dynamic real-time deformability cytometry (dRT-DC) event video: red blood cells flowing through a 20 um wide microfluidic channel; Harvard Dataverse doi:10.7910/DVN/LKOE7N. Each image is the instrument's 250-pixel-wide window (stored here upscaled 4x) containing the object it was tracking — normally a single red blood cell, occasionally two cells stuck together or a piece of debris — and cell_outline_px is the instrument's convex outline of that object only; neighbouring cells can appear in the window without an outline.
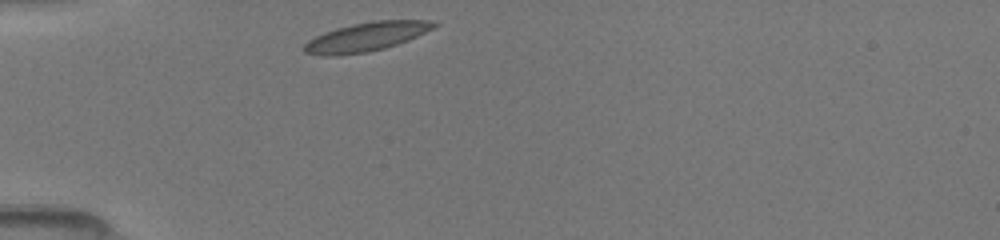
{"species": "common noctule bat (a hibernating species)", "species_latin": "Nyctalus noctula", "temperature_condition": "room temperature", "stored_images_in_passage": 41, "camera_frame_rate_fps": 3000, "um_per_image_px": 0.085, "animal": {"sex": "female", "body_mass_g": 19.5, "forearm_length_mm": 54.1}, "frame": {"image": 1, "passage_image": 1, "time_ms": 0.0, "image_size_px": [1000, 240], "cell_outline_px": [[440, 24], [408, 40], [384, 48], [368, 52], [332, 56], [324, 56], [304, 52], [300, 48], [308, 40], [324, 32], [336, 28], [352, 24], [372, 20], [428, 20]], "centroid_in_image_um": [31.07, 3.13], "position_along_channel_um": 53.9, "area_um2": 21.85}}
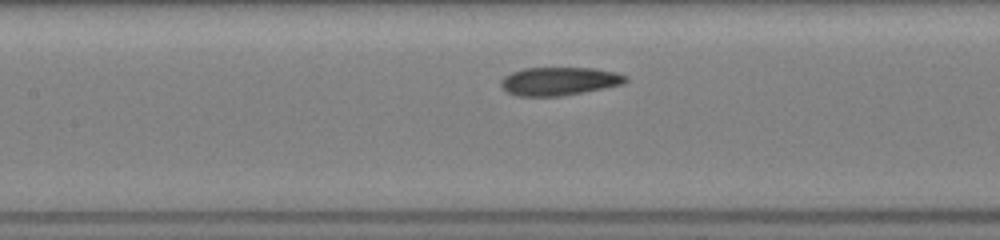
{"frame": {"image": 2, "passage_image": 17, "time_ms": 3.0, "image_size_px": [1000, 240], "cell_outline_px": [[628, 80], [624, 84], [584, 92], [560, 96], [516, 96], [508, 92], [500, 84], [500, 80], [504, 76], [512, 72], [524, 68], [592, 68], [616, 72], [628, 76]], "centroid_in_image_um": [47.55, 6.9], "position_along_channel_um": 159.9, "area_um2": 20.58}}
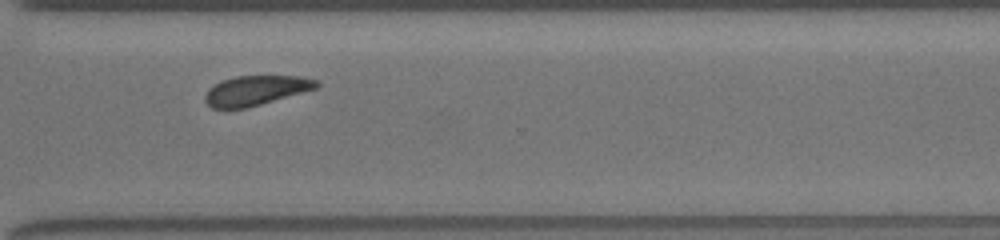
{"frame": {"image": 3, "passage_image": 40, "time_ms": 7.667, "image_size_px": [1000, 240], "cell_outline_px": [[320, 88], [248, 108], [212, 108], [204, 100], [204, 96], [208, 88], [224, 80], [236, 76], [300, 76], [320, 80]], "centroid_in_image_um": [21.82, 7.69], "position_along_channel_um": 348.8, "area_um2": 19.54}}